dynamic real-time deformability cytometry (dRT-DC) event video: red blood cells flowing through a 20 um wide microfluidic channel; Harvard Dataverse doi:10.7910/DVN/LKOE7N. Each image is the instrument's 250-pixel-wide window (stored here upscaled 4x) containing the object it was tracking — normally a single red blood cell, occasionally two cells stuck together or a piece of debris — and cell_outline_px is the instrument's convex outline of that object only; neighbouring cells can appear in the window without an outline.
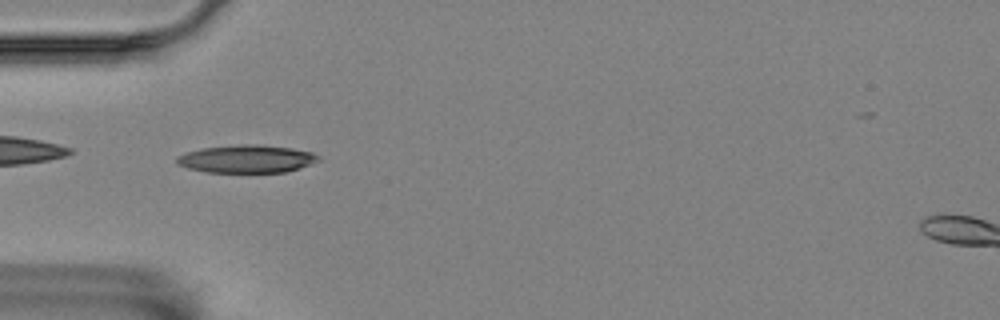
{"species": "Egyptian fruit bat (a non-hibernating species)", "species_latin": "Rousettus aegyptiacus", "temperature_condition": "room temperature", "stored_images_in_passage": 40, "camera_frame_rate_fps": 3000, "um_per_image_px": 0.085, "animal": {"sex": "female"}, "frame": {"image": 1, "passage_image": 1, "time_ms": 0.0, "image_size_px": [1000, 320], "cell_outline_px": [[320, 160], [300, 168], [284, 172], [208, 172], [188, 168], [176, 164], [176, 156], [184, 152], [200, 148], [240, 144], [260, 144], [292, 148], [312, 152], [320, 156]], "centroid_in_image_um": [20.94, 13.49], "position_along_channel_um": 64.1, "area_um2": 23.18}}
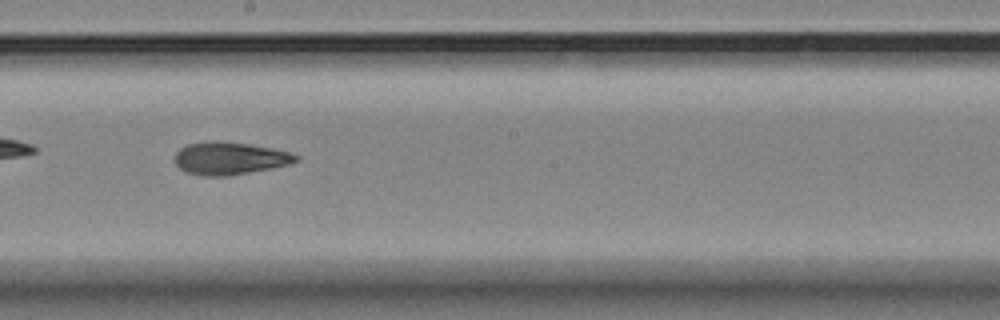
{"frame": {"image": 2, "passage_image": 15, "time_ms": 4.667, "image_size_px": [1000, 320], "cell_outline_px": [[300, 160], [288, 164], [272, 168], [224, 176], [204, 176], [184, 172], [176, 164], [176, 152], [180, 148], [188, 144], [204, 140], [224, 140], [272, 148], [288, 152], [300, 156]], "centroid_in_image_um": [19.5, 13.44], "position_along_channel_um": 228.7, "area_um2": 23.12}}
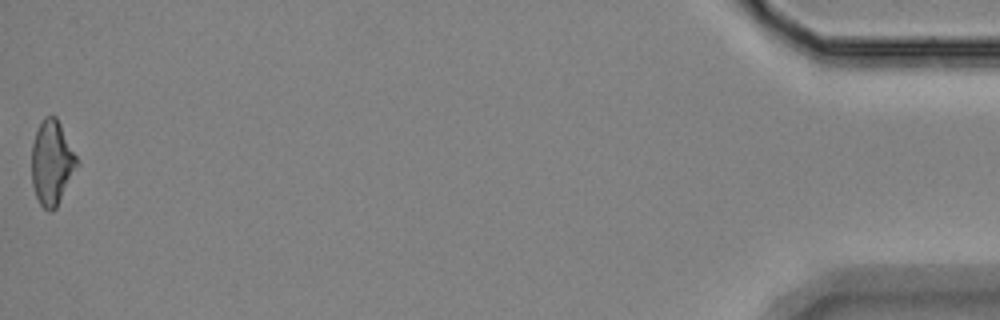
{"frame": {"image": 3, "passage_image": 40, "time_ms": 13.0, "image_size_px": [1000, 320], "cell_outline_px": [[80, 164], [56, 208], [52, 212], [48, 212], [40, 204], [36, 196], [32, 184], [32, 144], [36, 132], [44, 116], [56, 116], [80, 160]], "centroid_in_image_um": [4.44, 13.85], "position_along_channel_um": 430.8, "area_um2": 22.6}, "authors_computed_cell_mechanics": {"area_um2": 22.5131, "velocity_mm_per_s": 3.5278, "shape_relaxation_time_tau1_ms": 5.1497, "shape_relaxation_time_tau2_ms": 5.1995, "deformation_change_tau1": 0.1558, "deformation_change_tau2": 0.1403}}